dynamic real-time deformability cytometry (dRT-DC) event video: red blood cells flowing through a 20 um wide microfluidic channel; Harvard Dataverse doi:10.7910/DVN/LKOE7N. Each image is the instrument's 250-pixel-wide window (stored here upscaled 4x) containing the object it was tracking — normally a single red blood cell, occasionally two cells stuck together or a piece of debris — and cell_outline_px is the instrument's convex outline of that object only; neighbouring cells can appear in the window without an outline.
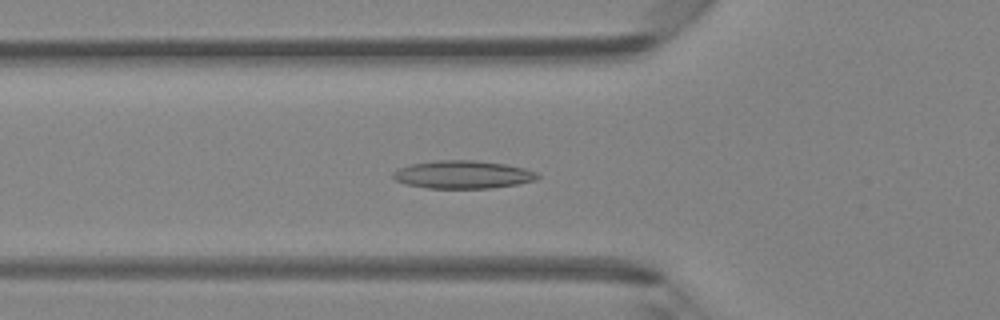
{"species": "Egyptian fruit bat (a non-hibernating species)", "species_latin": "Rousettus aegyptiacus", "temperature_condition": "room temperature", "stored_images_in_passage": 45, "camera_frame_rate_fps": 3000, "um_per_image_px": 0.085, "animal": {"sex": "female"}, "frame": {"image": 1, "passage_image": 15, "time_ms": 4.667, "image_size_px": [1000, 320], "cell_outline_px": [[540, 176], [536, 180], [516, 184], [492, 188], [428, 188], [404, 184], [396, 180], [392, 176], [392, 172], [400, 168], [412, 164], [436, 160], [472, 160], [504, 164], [524, 168], [536, 172]], "centroid_in_image_um": [39.33, 14.84], "position_along_channel_um": 86.5, "area_um2": 23.41}}
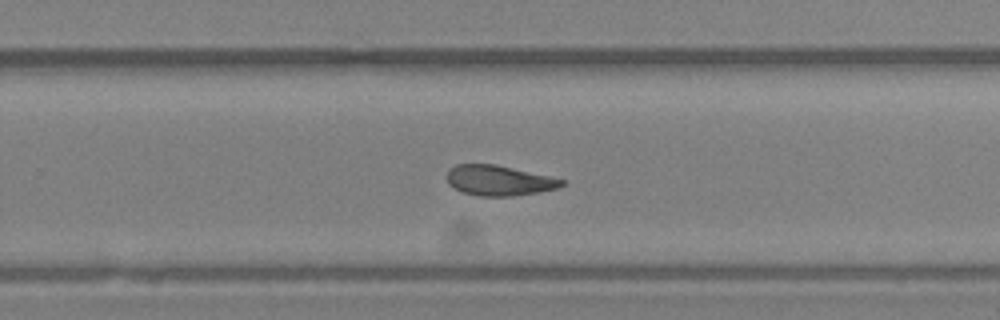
{"frame": {"image": 2, "passage_image": 29, "time_ms": 9.333, "image_size_px": [1000, 320], "cell_outline_px": [[564, 184], [556, 188], [540, 192], [512, 196], [480, 196], [464, 192], [452, 188], [448, 184], [448, 168], [456, 164], [496, 164], [548, 176], [564, 180]], "centroid_in_image_um": [42.37, 15.34], "position_along_channel_um": 287.4, "area_um2": 20.11}}
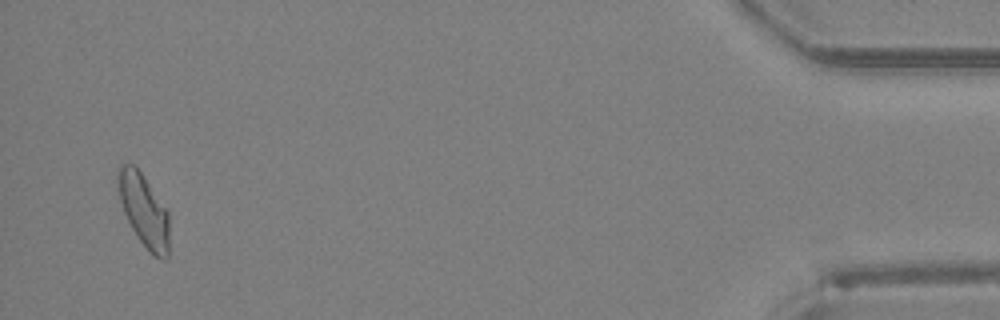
{"frame": {"image": 3, "passage_image": 44, "time_ms": 14.333, "image_size_px": [1000, 320], "cell_outline_px": [[168, 260], [164, 260], [156, 256], [140, 240], [132, 228], [124, 212], [120, 200], [116, 184], [116, 172], [120, 164], [132, 164], [144, 176], [168, 208]], "centroid_in_image_um": [12.22, 17.81], "position_along_channel_um": 423.0, "area_um2": 21.73}}